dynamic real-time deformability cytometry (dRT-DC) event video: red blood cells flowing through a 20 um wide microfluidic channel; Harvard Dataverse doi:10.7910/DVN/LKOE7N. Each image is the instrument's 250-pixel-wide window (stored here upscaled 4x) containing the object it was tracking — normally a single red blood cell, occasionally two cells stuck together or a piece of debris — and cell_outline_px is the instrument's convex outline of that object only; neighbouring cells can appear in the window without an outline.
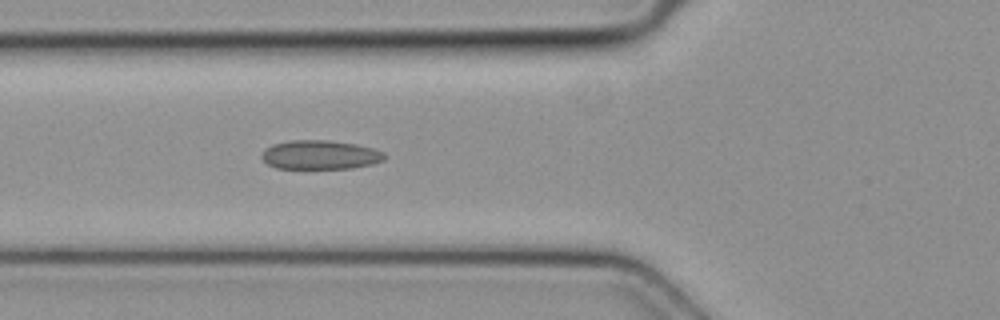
{"species": "common noctule bat (a hibernating species)", "species_latin": "Nyctalus noctula", "temperature_condition": "cold", "stored_images_in_passage": 4, "camera_frame_rate_fps": 3000, "um_per_image_px": 0.085, "animal": {"sex": "female", "body_mass_g": 19.3, "forearm_length_mm": 54.1}, "frame": {"image": 1, "passage_image": 4, "time_ms": 1.0, "image_size_px": [1000, 320], "cell_outline_px": [[388, 156], [384, 160], [372, 164], [352, 168], [276, 168], [268, 164], [260, 156], [264, 148], [272, 144], [292, 140], [328, 140], [356, 144], [372, 148], [384, 152]], "centroid_in_image_um": [27.22, 13.15], "position_along_channel_um": 98.6, "area_um2": 20.87}}